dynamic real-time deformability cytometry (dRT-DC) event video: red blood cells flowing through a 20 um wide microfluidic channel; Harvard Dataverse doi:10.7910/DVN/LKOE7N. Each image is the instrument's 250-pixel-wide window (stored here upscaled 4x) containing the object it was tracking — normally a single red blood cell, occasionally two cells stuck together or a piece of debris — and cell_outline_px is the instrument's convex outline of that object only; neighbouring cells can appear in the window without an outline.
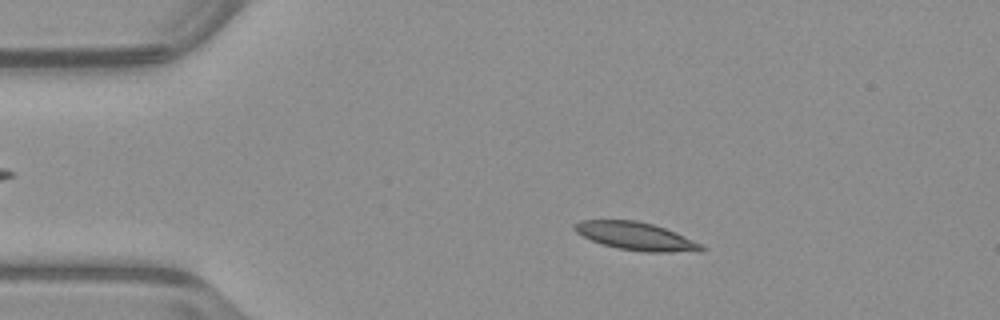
{"species": "common noctule bat (a hibernating species)", "species_latin": "Nyctalus noctula", "temperature_condition": "warm", "stored_images_in_passage": 51, "camera_frame_rate_fps": 3000, "um_per_image_px": 0.085, "animal": {"sex": "male", "body_mass_g": 23.1, "forearm_length_mm": 52.7}, "frame": {"image": 1, "passage_image": 9, "time_ms": 2.667, "image_size_px": [1000, 320], "cell_outline_px": [[708, 248], [704, 252], [648, 252], [620, 248], [604, 244], [592, 240], [576, 232], [572, 228], [580, 220], [636, 220], [652, 224], [676, 232], [704, 244]], "centroid_in_image_um": [54.17, 20.09], "position_along_channel_um": 30.8, "area_um2": 20.69}}
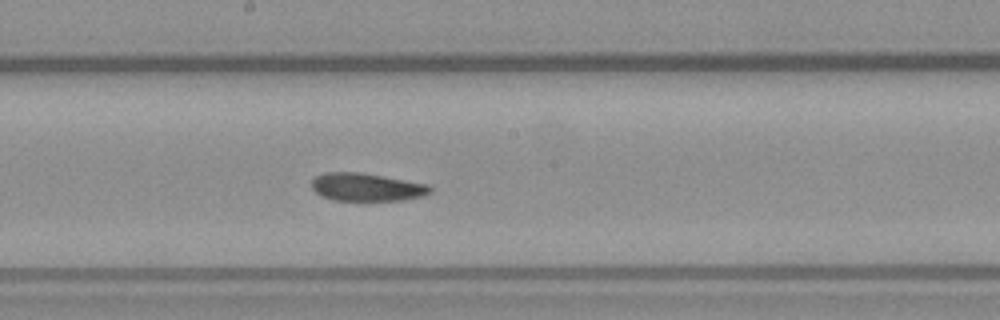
{"frame": {"image": 2, "passage_image": 27, "time_ms": 8.667, "image_size_px": [1000, 320], "cell_outline_px": [[432, 192], [420, 196], [404, 200], [332, 200], [320, 196], [312, 188], [312, 180], [316, 176], [324, 172], [360, 172], [384, 176], [428, 184], [432, 188]], "centroid_in_image_um": [31.14, 15.9], "position_along_channel_um": 217.1, "area_um2": 19.31}}
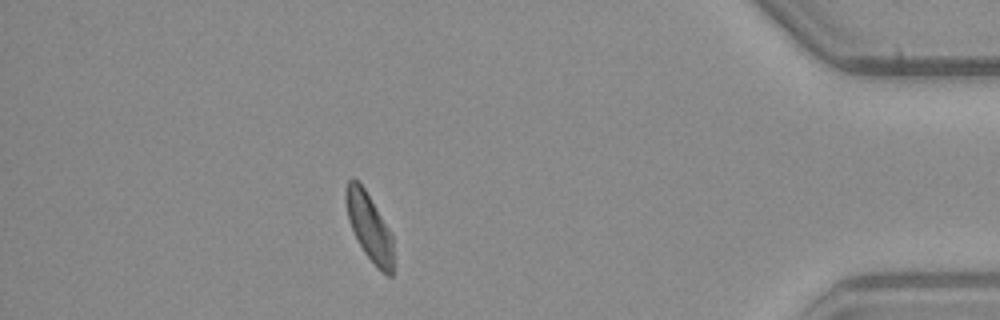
{"frame": {"image": 3, "passage_image": 45, "time_ms": 14.667, "image_size_px": [1000, 320], "cell_outline_px": [[392, 276], [388, 276], [380, 272], [376, 268], [364, 252], [348, 220], [344, 200], [344, 192], [348, 180], [352, 176], [364, 188], [392, 232]], "centroid_in_image_um": [31.37, 19.27], "position_along_channel_um": 403.8, "area_um2": 18.73}, "authors_computed_cell_mechanics": {"area_um2": 19.9988, "velocity_mm_per_s": 3.9456, "shape_relaxation_time_tau1_ms": 8.0364, "shape_relaxation_time_tau2_ms": 4.0905, "deformation_change_tau1": 0.209, "deformation_change_tau2": 0.1181}}